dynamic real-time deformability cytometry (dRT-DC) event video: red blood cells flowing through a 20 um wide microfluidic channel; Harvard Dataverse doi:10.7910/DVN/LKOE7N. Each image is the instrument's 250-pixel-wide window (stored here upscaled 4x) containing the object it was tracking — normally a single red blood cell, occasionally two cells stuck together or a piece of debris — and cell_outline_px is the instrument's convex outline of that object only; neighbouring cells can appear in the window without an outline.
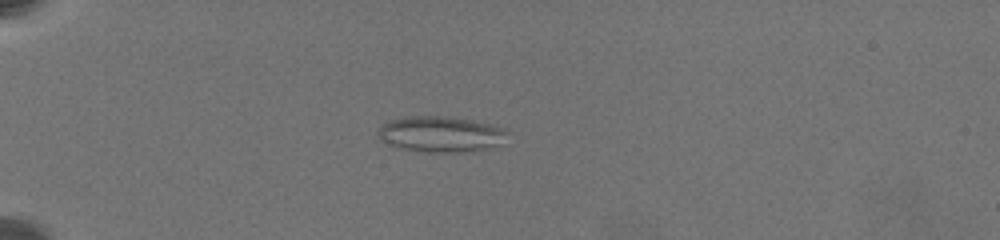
{"species": "common noctule bat (a hibernating species)", "species_latin": "Nyctalus noctula", "temperature_condition": "warm", "stored_images_in_passage": 84, "camera_frame_rate_fps": 3000, "um_per_image_px": 0.085, "animal": {"sex": "female", "body_mass_g": 19.5, "forearm_length_mm": 54.1}, "frame": {"image": 1, "passage_image": 25, "time_ms": 7.0, "image_size_px": [1000, 240], "cell_outline_px": [[508, 132], [504, 144], [476, 152], [428, 152], [404, 148], [388, 144], [376, 132], [384, 124], [392, 120], [404, 116], [444, 116], [472, 120], [508, 128]], "centroid_in_image_um": [37.58, 11.41], "position_along_channel_um": 47.4, "area_um2": 27.17}}
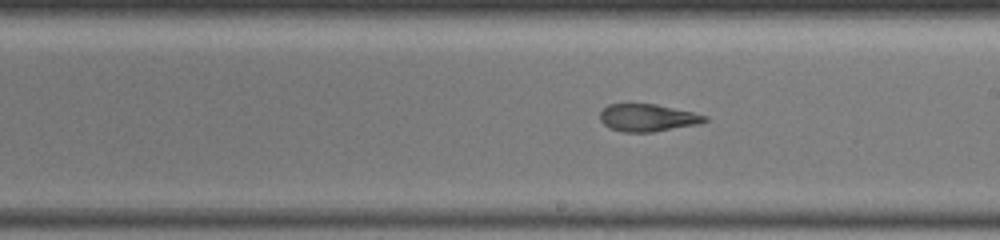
{"frame": {"image": 2, "passage_image": 52, "time_ms": 13.667, "image_size_px": [1000, 240], "cell_outline_px": [[708, 120], [700, 124], [652, 132], [624, 132], [608, 128], [600, 120], [600, 112], [608, 104], [656, 104], [692, 112], [708, 116]], "centroid_in_image_um": [55.05, 10.01], "position_along_channel_um": 234.0, "area_um2": 16.76}}
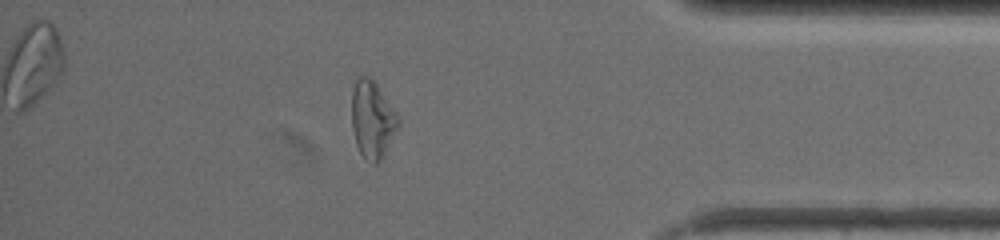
{"frame": {"image": 3, "passage_image": 78, "time_ms": 19.333, "image_size_px": [1000, 240], "cell_outline_px": [[400, 124], [384, 156], [376, 164], [372, 164], [360, 152], [356, 144], [352, 128], [352, 88], [356, 80], [360, 76], [368, 76], [376, 84], [396, 112], [400, 120]], "centroid_in_image_um": [31.65, 10.18], "position_along_channel_um": 403.5, "area_um2": 20.87}, "authors_computed_cell_mechanics": {"area_um2": 20.6924, "velocity_mm_per_s": 3.4235, "shape_relaxation_time_tau1_ms": null, "shape_relaxation_time_tau2_ms": 1.8251, "deformation_change_tau1": null, "deformation_change_tau2": 0.1043}}